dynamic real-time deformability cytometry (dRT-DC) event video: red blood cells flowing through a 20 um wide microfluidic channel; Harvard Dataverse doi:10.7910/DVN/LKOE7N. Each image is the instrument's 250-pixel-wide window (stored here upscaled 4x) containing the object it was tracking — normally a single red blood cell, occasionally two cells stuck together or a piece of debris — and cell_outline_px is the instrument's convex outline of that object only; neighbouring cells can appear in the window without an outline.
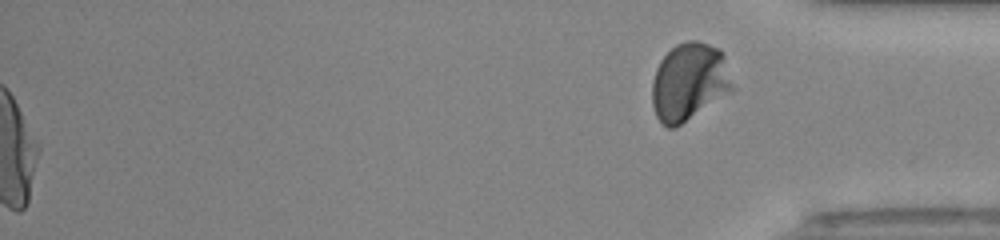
{"species": "human", "species_latin": "Homo sapiens", "temperature_condition": "room temperature", "stored_images_in_passage": 46, "segment_of_instrument_passage": [2, 2], "camera_frame_rate_fps": 3000, "um_per_image_px": 0.085, "donor": {"sex": "male"}, "frame": {"image": 1, "passage_image": 46, "time_ms": 15.0, "image_size_px": [1000, 240], "cell_outline_px": [[736, 88], [676, 128], [668, 128], [660, 124], [656, 116], [652, 104], [652, 80], [656, 68], [660, 60], [676, 44], [688, 40], [696, 40], [720, 48], [724, 56]], "centroid_in_image_um": [58.58, 6.97], "position_along_channel_um": 376.6, "area_um2": 36.82}}